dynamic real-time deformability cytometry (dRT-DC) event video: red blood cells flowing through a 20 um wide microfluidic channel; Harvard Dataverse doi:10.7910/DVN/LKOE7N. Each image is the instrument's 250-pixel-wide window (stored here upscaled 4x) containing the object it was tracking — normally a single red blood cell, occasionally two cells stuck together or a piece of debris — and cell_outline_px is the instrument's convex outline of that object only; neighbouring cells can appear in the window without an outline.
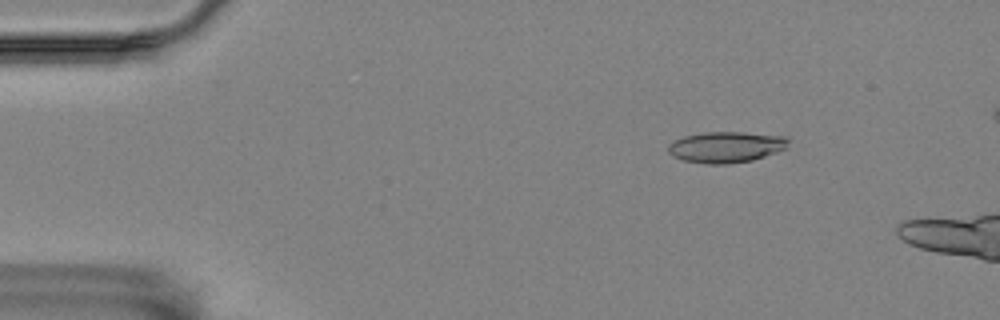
{"species": "Egyptian fruit bat (a non-hibernating species)", "species_latin": "Rousettus aegyptiacus", "temperature_condition": "room temperature", "stored_images_in_passage": 5, "camera_frame_rate_fps": 3000, "um_per_image_px": 0.085, "animal": {"sex": "female"}, "frame": {"image": 1, "passage_image": 3, "time_ms": 0.667, "image_size_px": [1000, 320], "cell_outline_px": [[788, 144], [784, 148], [776, 152], [752, 160], [728, 164], [708, 164], [684, 160], [672, 156], [668, 152], [668, 144], [684, 136], [704, 132], [744, 132], [784, 136], [788, 140]], "centroid_in_image_um": [61.68, 12.5], "position_along_channel_um": 23.3, "area_um2": 21.56}}